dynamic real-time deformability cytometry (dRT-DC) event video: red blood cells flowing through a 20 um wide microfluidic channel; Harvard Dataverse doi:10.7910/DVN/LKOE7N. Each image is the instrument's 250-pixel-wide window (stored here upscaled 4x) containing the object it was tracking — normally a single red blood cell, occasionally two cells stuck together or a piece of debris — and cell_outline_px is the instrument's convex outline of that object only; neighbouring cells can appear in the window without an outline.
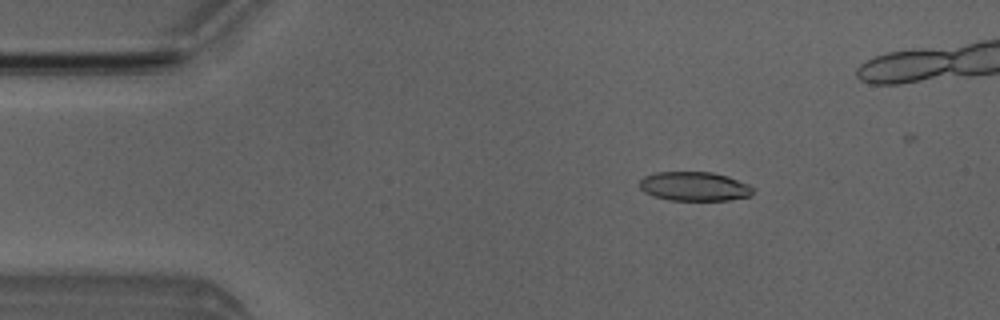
{"species": "Egyptian fruit bat (a non-hibernating species)", "species_latin": "Rousettus aegyptiacus", "temperature_condition": "room temperature", "stored_images_in_passage": 7, "camera_frame_rate_fps": 3000, "um_per_image_px": 0.085, "animal": {"sex": "male"}, "frame": {"image": 1, "passage_image": 2, "time_ms": 1.0, "image_size_px": [1000, 320], "cell_outline_px": [[756, 188], [752, 196], [728, 200], [668, 200], [652, 196], [644, 192], [640, 188], [640, 180], [644, 176], [656, 172], [712, 172], [728, 176], [748, 184]], "centroid_in_image_um": [59.05, 15.84], "position_along_channel_um": 26.0, "area_um2": 19.48}}